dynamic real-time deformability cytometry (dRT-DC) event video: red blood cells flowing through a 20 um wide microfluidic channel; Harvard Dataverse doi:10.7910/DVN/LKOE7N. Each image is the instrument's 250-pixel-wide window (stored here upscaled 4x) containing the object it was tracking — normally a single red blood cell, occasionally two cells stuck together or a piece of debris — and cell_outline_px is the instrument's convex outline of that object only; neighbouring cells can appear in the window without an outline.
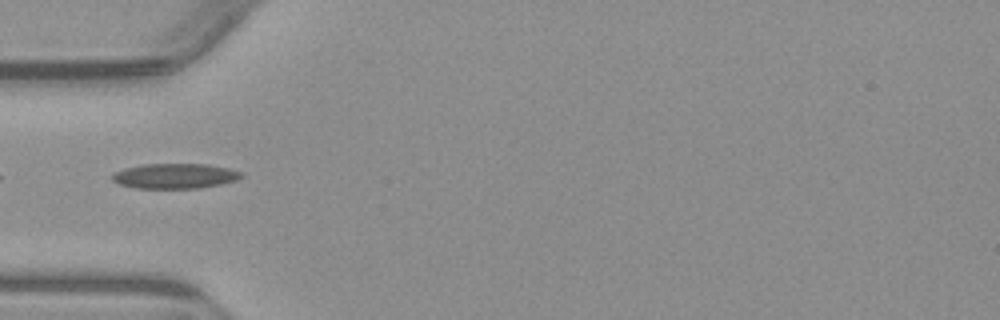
{"species": "common noctule bat (a hibernating species)", "species_latin": "Nyctalus noctula", "temperature_condition": "warm", "stored_images_in_passage": 3, "camera_frame_rate_fps": 3000, "um_per_image_px": 0.085, "animal": {"sex": "male", "body_mass_g": 23.1, "forearm_length_mm": 52.7}, "frame": {"image": 1, "passage_image": 2, "time_ms": 1.333, "image_size_px": [1000, 320], "cell_outline_px": [[244, 176], [236, 180], [220, 184], [200, 188], [136, 188], [120, 184], [112, 180], [112, 172], [124, 168], [144, 164], [208, 164], [228, 168], [244, 172]], "centroid_in_image_um": [14.88, 14.95], "position_along_channel_um": 70.1, "area_um2": 18.96}}
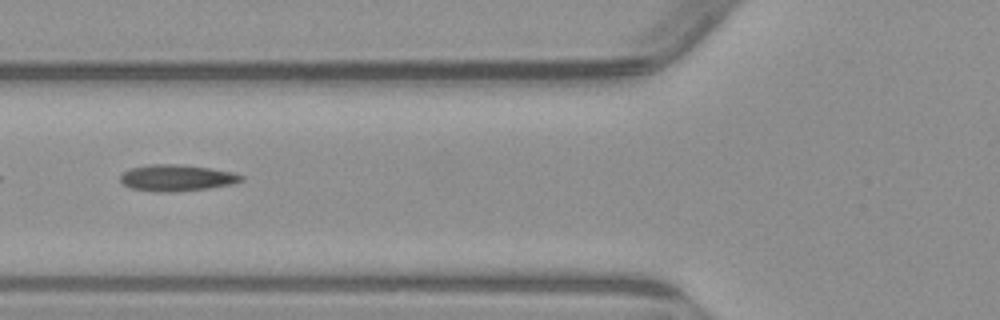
{"frame": {"image": 2, "passage_image": 3, "time_ms": 2.333, "image_size_px": [1000, 320], "cell_outline_px": [[244, 180], [232, 184], [208, 188], [176, 192], [152, 192], [132, 188], [124, 184], [120, 180], [120, 176], [128, 168], [152, 164], [176, 164], [208, 168], [232, 172], [244, 176]], "centroid_in_image_um": [15.0, 15.12], "position_along_channel_um": 110.8, "area_um2": 18.61}}